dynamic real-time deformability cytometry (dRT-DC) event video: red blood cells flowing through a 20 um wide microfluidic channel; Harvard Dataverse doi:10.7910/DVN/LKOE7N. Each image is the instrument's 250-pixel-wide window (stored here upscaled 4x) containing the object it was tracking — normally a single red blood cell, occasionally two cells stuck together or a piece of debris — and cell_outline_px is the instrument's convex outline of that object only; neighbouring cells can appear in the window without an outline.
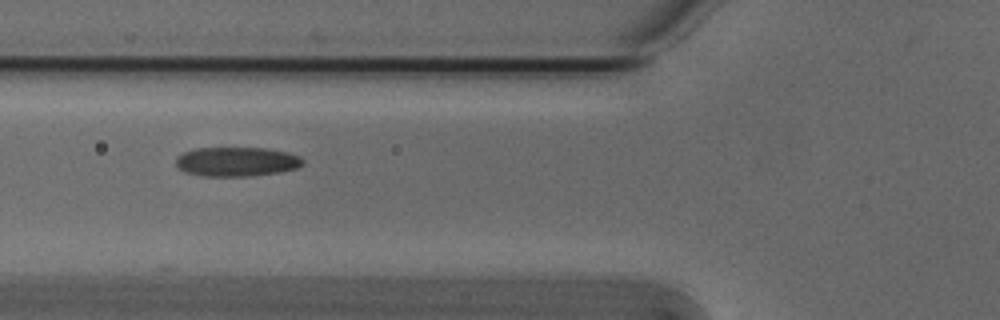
{"species": "Egyptian fruit bat (a non-hibernating species)", "species_latin": "Rousettus aegyptiacus", "temperature_condition": "cold", "stored_images_in_passage": 4, "camera_frame_rate_fps": 3000, "um_per_image_px": 0.085, "animal": {"sex": "male"}, "frame": {"image": 1, "passage_image": 3, "time_ms": 0.667, "image_size_px": [1000, 320], "cell_outline_px": [[304, 164], [296, 168], [280, 172], [248, 176], [204, 176], [184, 172], [176, 164], [176, 156], [184, 152], [196, 148], [268, 148], [288, 152], [300, 156], [304, 160]], "centroid_in_image_um": [20.13, 13.74], "position_along_channel_um": 105.7, "area_um2": 21.79}}